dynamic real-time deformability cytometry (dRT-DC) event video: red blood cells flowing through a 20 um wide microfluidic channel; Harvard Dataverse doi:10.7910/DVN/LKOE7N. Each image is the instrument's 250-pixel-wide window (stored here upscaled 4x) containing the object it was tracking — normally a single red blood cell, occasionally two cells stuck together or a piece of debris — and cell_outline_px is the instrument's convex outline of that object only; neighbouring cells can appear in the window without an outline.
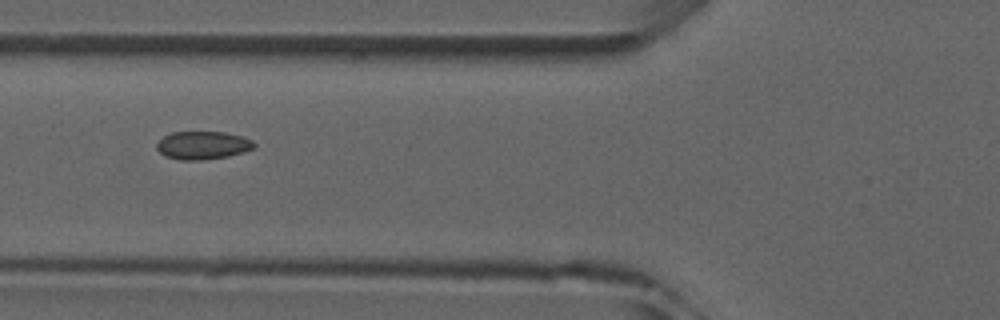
{"species": "common noctule bat (a hibernating species)", "species_latin": "Nyctalus noctula", "temperature_condition": "room temperature", "stored_images_in_passage": 4, "camera_frame_rate_fps": 3000, "um_per_image_px": 0.085, "animal": {"sex": "male", "forearm_length_mm": 52.5}, "frame": {"image": 1, "passage_image": 4, "time_ms": 3.333, "image_size_px": [1000, 320], "cell_outline_px": [[256, 144], [252, 148], [244, 152], [228, 156], [200, 160], [180, 160], [164, 156], [156, 148], [156, 144], [164, 136], [172, 132], [224, 132], [244, 136], [252, 140]], "centroid_in_image_um": [17.23, 12.35], "position_along_channel_um": 108.6, "area_um2": 15.95}}